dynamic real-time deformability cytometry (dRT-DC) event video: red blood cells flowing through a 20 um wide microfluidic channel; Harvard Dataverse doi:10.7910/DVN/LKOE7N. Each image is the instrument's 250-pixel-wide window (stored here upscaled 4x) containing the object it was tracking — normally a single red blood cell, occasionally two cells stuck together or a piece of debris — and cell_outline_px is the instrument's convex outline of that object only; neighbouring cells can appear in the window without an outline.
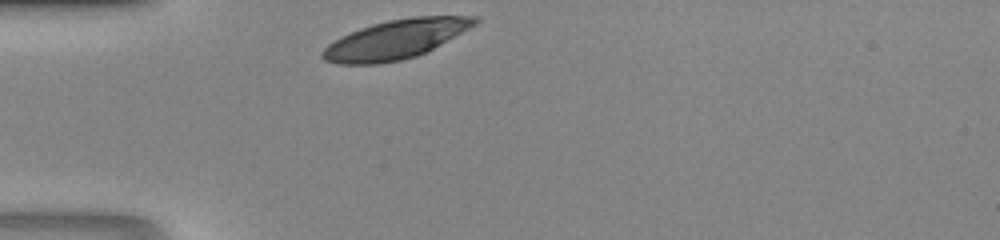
{"species": "human", "species_latin": "Homo sapiens", "temperature_condition": "room temperature", "stored_images_in_passage": 25, "camera_frame_rate_fps": 3000, "um_per_image_px": 0.085, "donor": {"sex": "male"}, "frame": {"image": 1, "passage_image": 1, "time_ms": 0.0, "image_size_px": [1000, 240], "cell_outline_px": [[480, 20], [476, 24], [428, 52], [416, 56], [400, 60], [380, 64], [336, 64], [324, 60], [320, 56], [320, 52], [328, 44], [340, 36], [360, 28], [372, 24], [388, 20], [412, 16], [480, 16]], "centroid_in_image_um": [33.62, 3.35], "position_along_channel_um": 51.4, "area_um2": 34.91}}
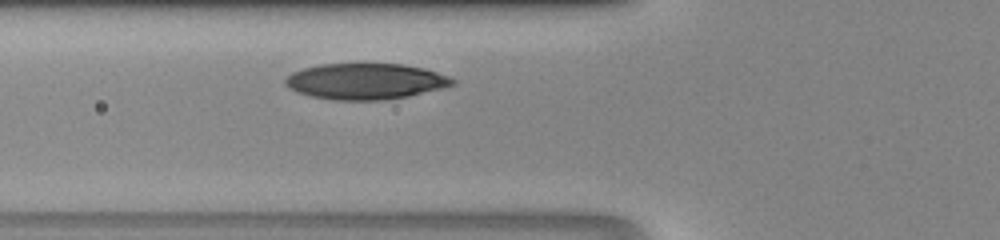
{"frame": {"image": 2, "passage_image": 5, "time_ms": 1.333, "image_size_px": [1000, 240], "cell_outline_px": [[456, 84], [444, 88], [408, 96], [384, 100], [332, 100], [312, 96], [296, 92], [288, 88], [284, 84], [284, 80], [292, 72], [304, 68], [320, 64], [404, 64], [452, 76], [456, 80]], "centroid_in_image_um": [31.08, 6.92], "position_along_channel_um": 94.7, "area_um2": 35.2}}
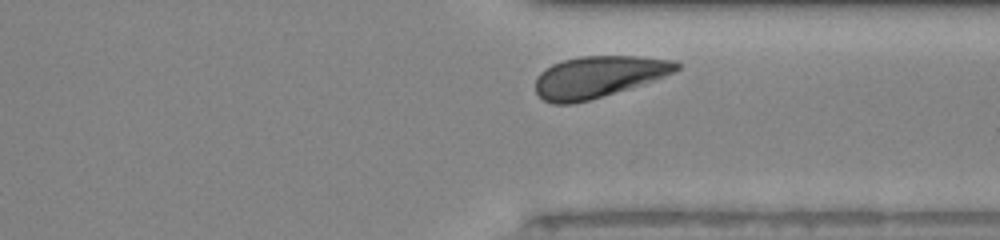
{"frame": {"image": 3, "passage_image": 23, "time_ms": 7.333, "image_size_px": [1000, 240], "cell_outline_px": [[680, 68], [664, 76], [628, 88], [588, 100], [572, 104], [552, 104], [544, 100], [536, 92], [536, 76], [544, 68], [552, 64], [564, 60], [580, 56], [640, 56], [676, 60], [680, 64]], "centroid_in_image_um": [50.83, 6.51], "position_along_channel_um": 360.6, "area_um2": 33.87}}